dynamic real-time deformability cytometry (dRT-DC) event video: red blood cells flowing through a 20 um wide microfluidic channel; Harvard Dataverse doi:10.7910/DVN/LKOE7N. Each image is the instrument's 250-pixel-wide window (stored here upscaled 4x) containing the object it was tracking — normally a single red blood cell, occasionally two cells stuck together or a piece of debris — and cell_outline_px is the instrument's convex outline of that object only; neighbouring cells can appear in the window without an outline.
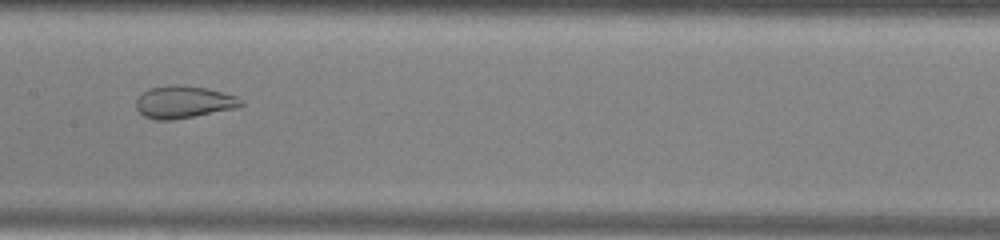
{"species": "common noctule bat (a hibernating species)", "species_latin": "Nyctalus noctula", "temperature_condition": "warm", "stored_images_in_passage": 49, "camera_frame_rate_fps": 3000, "um_per_image_px": 0.085, "animal": {"sex": "male", "body_mass_g": 13.0, "forearm_length_mm": 53.1}, "frame": {"image": 1, "passage_image": 24, "time_ms": 7.667, "image_size_px": [1000, 240], "cell_outline_px": [[244, 104], [236, 108], [172, 120], [156, 120], [144, 116], [136, 108], [136, 100], [144, 92], [152, 88], [172, 84], [176, 84], [208, 88], [236, 96]], "centroid_in_image_um": [15.61, 8.67], "position_along_channel_um": 191.8, "area_um2": 19.54}}
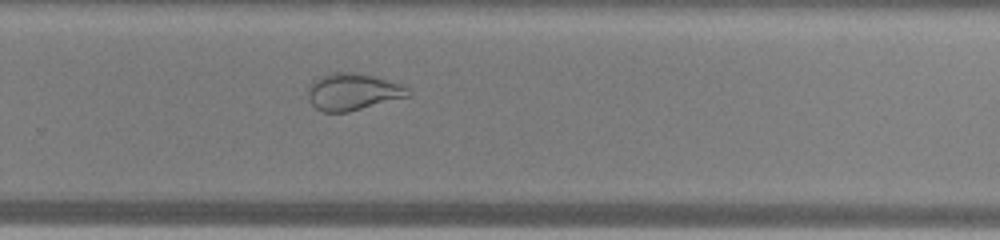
{"frame": {"image": 2, "passage_image": 32, "time_ms": 10.333, "image_size_px": [1000, 240], "cell_outline_px": [[412, 96], [348, 112], [324, 112], [316, 108], [312, 104], [308, 96], [308, 84], [320, 76], [328, 72], [360, 72], [376, 76], [400, 84], [408, 88], [412, 92]], "centroid_in_image_um": [30.01, 7.79], "position_along_channel_um": 299.8, "area_um2": 21.96}}
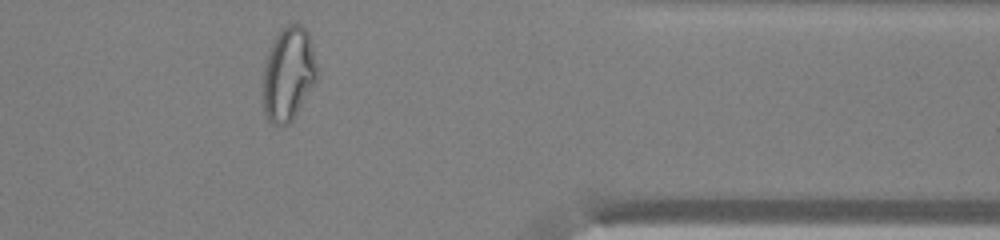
{"frame": {"image": 3, "passage_image": 40, "time_ms": 13.0, "image_size_px": [1000, 240], "cell_outline_px": [[316, 80], [292, 120], [288, 124], [280, 128], [272, 124], [268, 120], [264, 112], [264, 64], [268, 48], [276, 32], [280, 28], [288, 24], [300, 24], [308, 32], [312, 48], [316, 68]], "centroid_in_image_um": [24.47, 6.27], "position_along_channel_um": 386.9, "area_um2": 29.48}, "authors_computed_cell_mechanics": {"area_um2": 29.189, "velocity_mm_per_s": 4.0648, "shape_relaxation_time_tau1_ms": null, "shape_relaxation_time_tau2_ms": 0.7013, "deformation_change_tau1": null, "deformation_change_tau2": 0.0645}}